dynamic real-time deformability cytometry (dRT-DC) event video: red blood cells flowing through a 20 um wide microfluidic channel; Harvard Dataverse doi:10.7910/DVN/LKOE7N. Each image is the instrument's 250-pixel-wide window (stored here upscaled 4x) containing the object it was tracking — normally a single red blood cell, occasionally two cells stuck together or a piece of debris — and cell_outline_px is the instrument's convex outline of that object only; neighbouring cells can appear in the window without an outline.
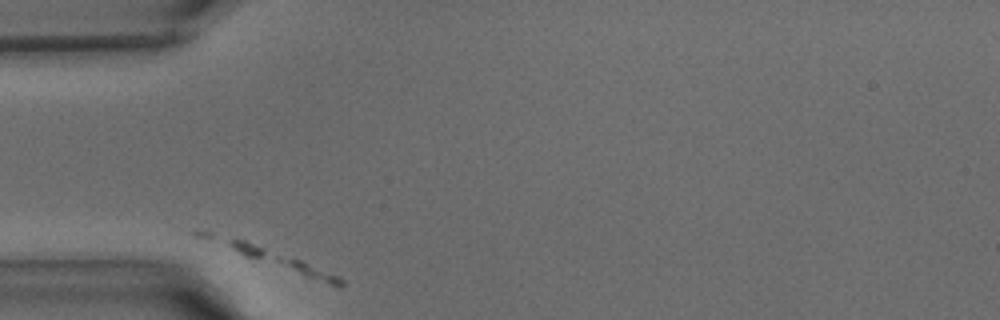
{"species": "common noctule bat (a hibernating species)", "species_latin": "Nyctalus noctula", "temperature_condition": "warm", "stored_images_in_passage": 25, "camera_frame_rate_fps": 3000, "um_per_image_px": 0.085, "animal": {"sex": "male", "body_mass_g": 15.6}, "frame": {"image": 1, "passage_image": 1, "time_ms": 0.0, "image_size_px": [1000, 320], "cell_outline_px": [[348, 284], [328, 284], [244, 256], [232, 248], [228, 244], [228, 240], [244, 240], [300, 260], [340, 276]], "centroid_in_image_um": [24.19, 22.28], "position_along_channel_um": 60.8, "area_um2": 11.33}}